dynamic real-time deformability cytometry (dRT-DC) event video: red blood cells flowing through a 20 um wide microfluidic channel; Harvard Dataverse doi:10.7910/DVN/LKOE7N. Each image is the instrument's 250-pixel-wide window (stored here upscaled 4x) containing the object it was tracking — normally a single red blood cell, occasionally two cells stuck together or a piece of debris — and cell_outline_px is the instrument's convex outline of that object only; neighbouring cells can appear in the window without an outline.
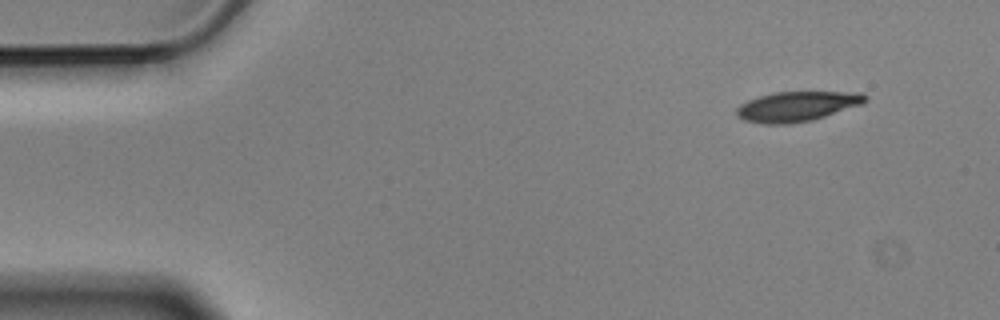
{"species": "Egyptian fruit bat (a non-hibernating species)", "species_latin": "Rousettus aegyptiacus", "temperature_condition": "cold", "stored_images_in_passage": 4, "camera_frame_rate_fps": 3000, "um_per_image_px": 0.085, "animal": {"sex": "male"}, "frame": {"image": 1, "passage_image": 1, "time_ms": 0.0, "image_size_px": [1000, 320], "cell_outline_px": [[868, 100], [864, 104], [812, 120], [788, 124], [764, 124], [744, 120], [736, 116], [736, 108], [740, 104], [748, 100], [760, 96], [776, 92], [860, 92], [868, 96]], "centroid_in_image_um": [67.77, 9.04], "position_along_channel_um": 17.2, "area_um2": 22.54}}
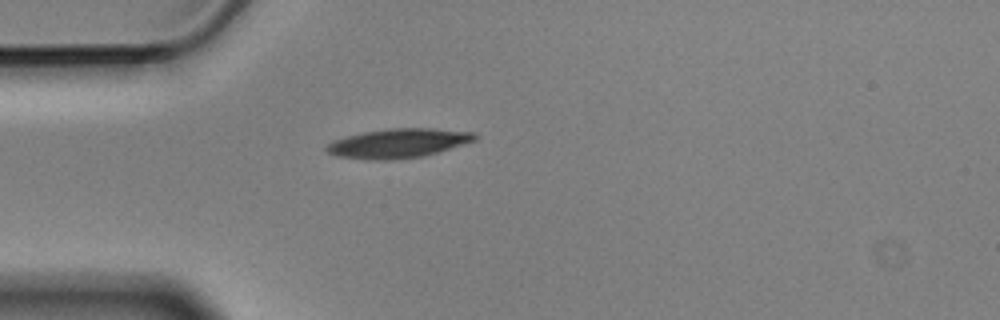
{"frame": {"image": 2, "passage_image": 4, "time_ms": 1.0, "image_size_px": [1000, 320], "cell_outline_px": [[476, 140], [424, 156], [392, 160], [368, 160], [336, 156], [328, 152], [324, 148], [332, 140], [364, 132], [392, 128], [432, 128], [476, 132]], "centroid_in_image_um": [33.84, 12.18], "position_along_channel_um": 51.2, "area_um2": 25.26}}